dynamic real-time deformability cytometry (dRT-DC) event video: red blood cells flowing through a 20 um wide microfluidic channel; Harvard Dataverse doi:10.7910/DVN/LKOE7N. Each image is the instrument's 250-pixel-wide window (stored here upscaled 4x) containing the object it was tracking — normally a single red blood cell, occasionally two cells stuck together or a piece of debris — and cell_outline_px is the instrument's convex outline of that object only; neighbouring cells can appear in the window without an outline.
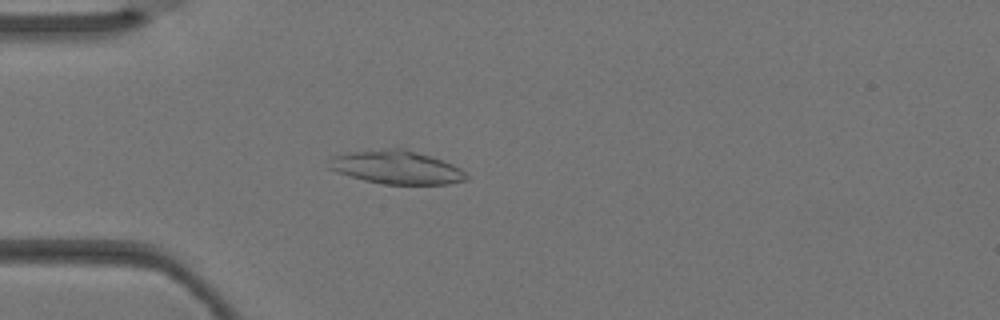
{"species": "Egyptian fruit bat (a non-hibernating species)", "species_latin": "Rousettus aegyptiacus", "temperature_condition": "warm", "stored_images_in_passage": 3, "camera_frame_rate_fps": 3000, "um_per_image_px": 0.085, "animal": {"sex": "female"}, "frame": {"image": 1, "passage_image": 3, "time_ms": 0.667, "image_size_px": [1000, 320], "cell_outline_px": [[468, 180], [448, 184], [384, 184], [364, 180], [336, 172], [328, 168], [332, 156], [348, 152], [384, 148], [404, 148], [432, 156], [452, 164], [460, 168], [468, 176]], "centroid_in_image_um": [33.71, 14.21], "position_along_channel_um": 51.3, "area_um2": 26.82}}